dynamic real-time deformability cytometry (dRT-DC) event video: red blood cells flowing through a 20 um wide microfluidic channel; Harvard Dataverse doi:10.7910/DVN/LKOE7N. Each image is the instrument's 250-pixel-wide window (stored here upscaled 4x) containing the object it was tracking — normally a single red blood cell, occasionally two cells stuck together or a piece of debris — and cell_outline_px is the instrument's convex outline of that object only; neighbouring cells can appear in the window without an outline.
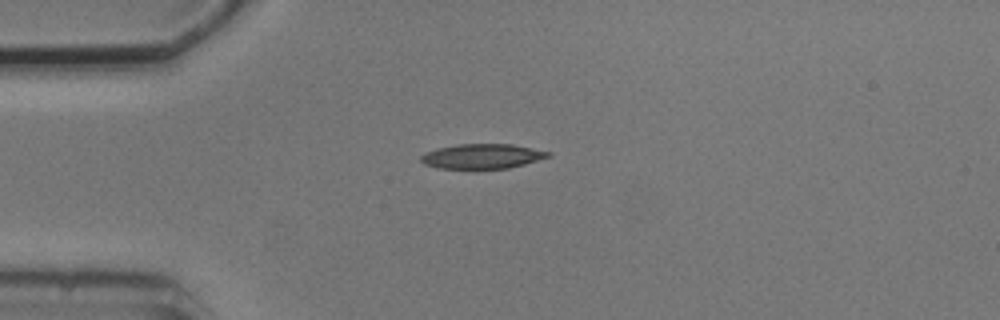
{"species": "common noctule bat (a hibernating species)", "species_latin": "Nyctalus noctula", "temperature_condition": "cold", "stored_images_in_passage": 5, "camera_frame_rate_fps": 3000, "um_per_image_px": 0.085, "animal": {"sex": "male", "body_mass_g": 20.5, "forearm_length_mm": 52.5}, "frame": {"image": 1, "passage_image": 1, "time_ms": 0.0, "image_size_px": [1000, 320], "cell_outline_px": [[552, 156], [524, 164], [508, 168], [436, 168], [424, 164], [420, 160], [420, 156], [436, 148], [456, 144], [512, 144], [552, 152]], "centroid_in_image_um": [41.0, 13.27], "position_along_channel_um": 44.0, "area_um2": 18.32}}
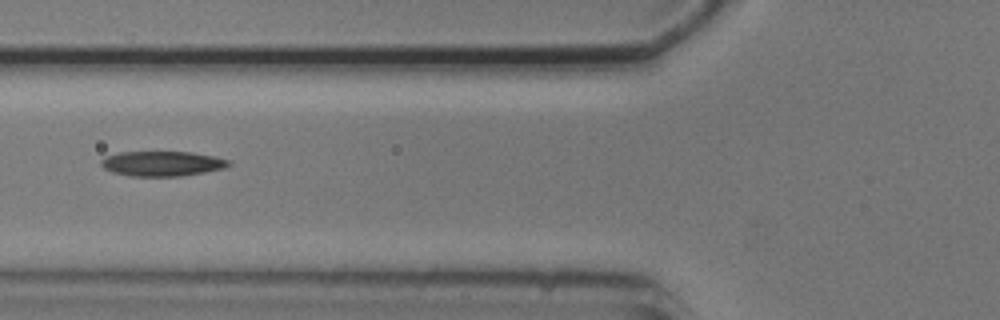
{"frame": {"image": 2, "passage_image": 3, "time_ms": 2.333, "image_size_px": [1000, 320], "cell_outline_px": [[232, 164], [224, 168], [204, 172], [180, 176], [132, 176], [112, 172], [104, 168], [100, 164], [100, 160], [104, 156], [120, 152], [192, 152], [212, 156], [228, 160]], "centroid_in_image_um": [13.74, 13.9], "position_along_channel_um": 112.1, "area_um2": 18.5}}
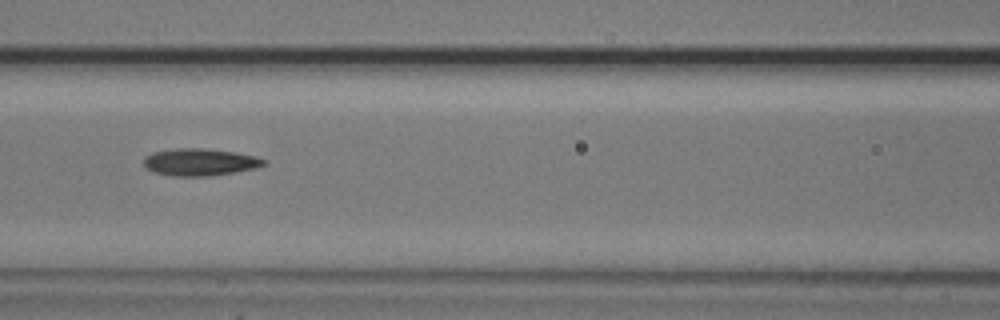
{"frame": {"image": 3, "passage_image": 4, "time_ms": 3.333, "image_size_px": [1000, 320], "cell_outline_px": [[268, 164], [256, 168], [236, 172], [208, 176], [172, 176], [152, 172], [144, 164], [144, 156], [152, 152], [176, 148], [200, 148], [236, 152], [256, 156], [268, 160]], "centroid_in_image_um": [17.03, 13.78], "position_along_channel_um": 149.6, "area_um2": 19.25}}